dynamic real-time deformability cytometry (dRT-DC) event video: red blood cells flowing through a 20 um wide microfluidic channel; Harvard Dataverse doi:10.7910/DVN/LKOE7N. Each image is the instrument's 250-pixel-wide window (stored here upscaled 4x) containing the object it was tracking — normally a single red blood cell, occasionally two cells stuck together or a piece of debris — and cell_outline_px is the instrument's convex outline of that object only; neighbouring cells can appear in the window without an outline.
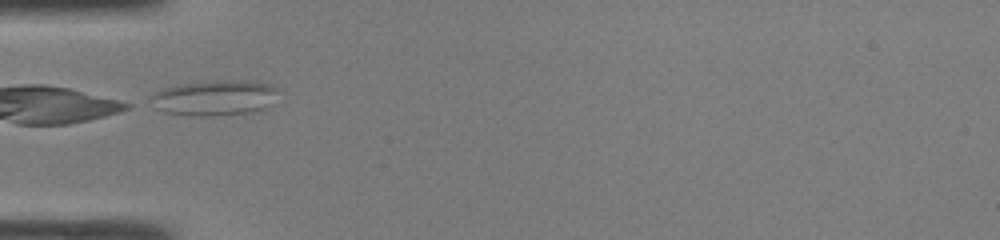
{"species": "common noctule bat (a hibernating species)", "species_latin": "Nyctalus noctula", "temperature_condition": "room temperature", "stored_images_in_passage": 30, "camera_frame_rate_fps": 3000, "um_per_image_px": 0.085, "animal": {"sex": "male", "body_mass_g": 19.0, "forearm_length_mm": 50.8}, "frame": {"image": 1, "passage_image": 1, "time_ms": 0.0, "image_size_px": [1000, 240], "cell_outline_px": [[276, 92], [272, 104], [264, 108], [248, 112], [212, 116], [188, 116], [164, 112], [156, 108], [148, 100], [148, 96], [152, 92], [176, 84], [216, 80], [244, 80], [272, 84], [276, 88]], "centroid_in_image_um": [18.15, 8.31], "position_along_channel_um": 66.8, "area_um2": 26.65}}
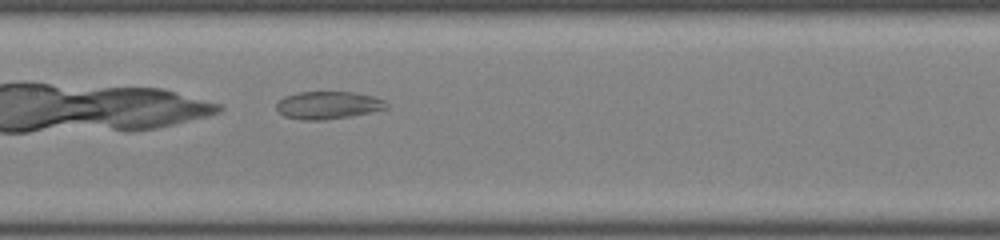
{"frame": {"image": 2, "passage_image": 9, "time_ms": 2.667, "image_size_px": [1000, 240], "cell_outline_px": [[388, 108], [352, 116], [324, 120], [304, 120], [284, 116], [276, 108], [276, 104], [284, 96], [300, 92], [356, 92], [372, 96], [384, 100], [388, 104]], "centroid_in_image_um": [27.9, 8.94], "position_along_channel_um": 179.5, "area_um2": 17.69}}
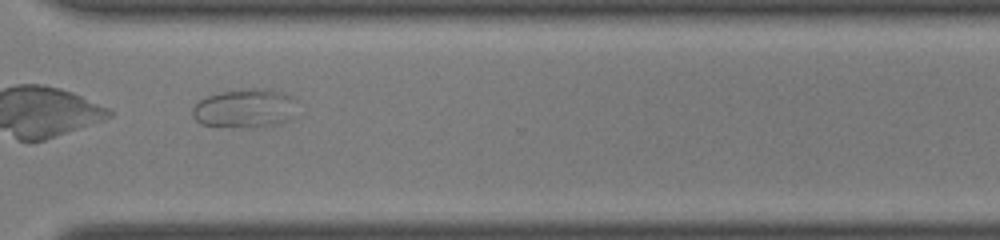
{"frame": {"image": 3, "passage_image": 21, "time_ms": 6.667, "image_size_px": [1000, 240], "cell_outline_px": [[300, 100], [292, 116], [288, 120], [272, 124], [252, 128], [248, 128], [200, 124], [192, 116], [192, 108], [200, 100], [208, 96], [220, 92], [252, 88], [256, 88], [284, 92]], "centroid_in_image_um": [20.85, 9.2], "position_along_channel_um": 349.8, "area_um2": 23.81}}